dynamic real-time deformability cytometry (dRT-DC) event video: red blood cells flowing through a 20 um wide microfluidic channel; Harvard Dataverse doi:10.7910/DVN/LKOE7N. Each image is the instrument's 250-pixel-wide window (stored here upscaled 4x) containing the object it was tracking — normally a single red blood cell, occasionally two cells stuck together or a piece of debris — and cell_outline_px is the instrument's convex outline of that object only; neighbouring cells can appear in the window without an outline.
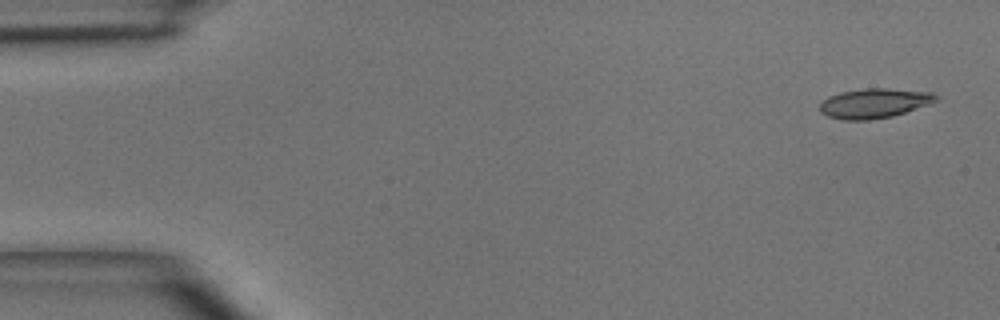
{"species": "common noctule bat (a hibernating species)", "species_latin": "Nyctalus noctula", "temperature_condition": "room temperature", "stored_images_in_passage": 3, "camera_frame_rate_fps": 3000, "um_per_image_px": 0.085, "animal": {"sex": "male", "body_mass_g": 15.6}, "frame": {"image": 1, "passage_image": 1, "time_ms": 0.0, "image_size_px": [1000, 320], "cell_outline_px": [[936, 100], [904, 112], [892, 116], [868, 120], [844, 120], [828, 116], [820, 112], [820, 104], [828, 96], [840, 92], [868, 88], [888, 88], [932, 92], [936, 96]], "centroid_in_image_um": [74.25, 8.77], "position_along_channel_um": 10.8, "area_um2": 19.71}}